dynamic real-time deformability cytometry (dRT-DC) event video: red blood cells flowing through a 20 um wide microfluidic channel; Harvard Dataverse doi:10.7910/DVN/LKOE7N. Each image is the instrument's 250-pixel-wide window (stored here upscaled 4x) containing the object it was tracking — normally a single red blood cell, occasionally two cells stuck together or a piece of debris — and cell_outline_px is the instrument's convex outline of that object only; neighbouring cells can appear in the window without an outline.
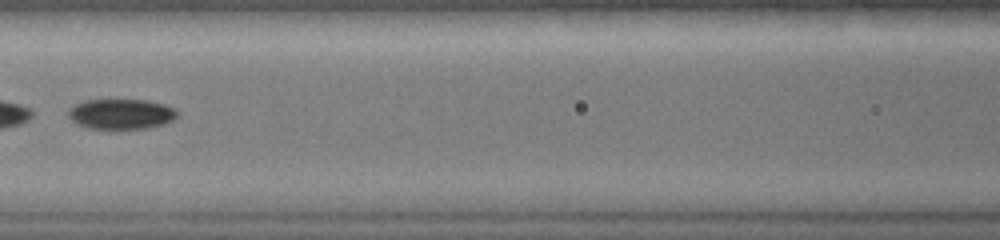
{"species": "common noctule bat (a hibernating species)", "species_latin": "Nyctalus noctula", "temperature_condition": "warm", "stored_images_in_passage": 23, "segment_of_instrument_passage": [2, 2], "camera_frame_rate_fps": 3000, "um_per_image_px": 0.085, "animal": {"sex": "female", "body_mass_g": 19.0, "forearm_length_mm": 51.5}, "frame": {"image": 1, "passage_image": 7, "time_ms": 2.0, "image_size_px": [1000, 240], "cell_outline_px": [[176, 116], [172, 120], [164, 124], [148, 128], [88, 128], [76, 124], [68, 116], [68, 108], [72, 104], [84, 100], [148, 100], [164, 104], [176, 108]], "centroid_in_image_um": [10.26, 9.68], "position_along_channel_um": 156.3, "area_um2": 19.25}}